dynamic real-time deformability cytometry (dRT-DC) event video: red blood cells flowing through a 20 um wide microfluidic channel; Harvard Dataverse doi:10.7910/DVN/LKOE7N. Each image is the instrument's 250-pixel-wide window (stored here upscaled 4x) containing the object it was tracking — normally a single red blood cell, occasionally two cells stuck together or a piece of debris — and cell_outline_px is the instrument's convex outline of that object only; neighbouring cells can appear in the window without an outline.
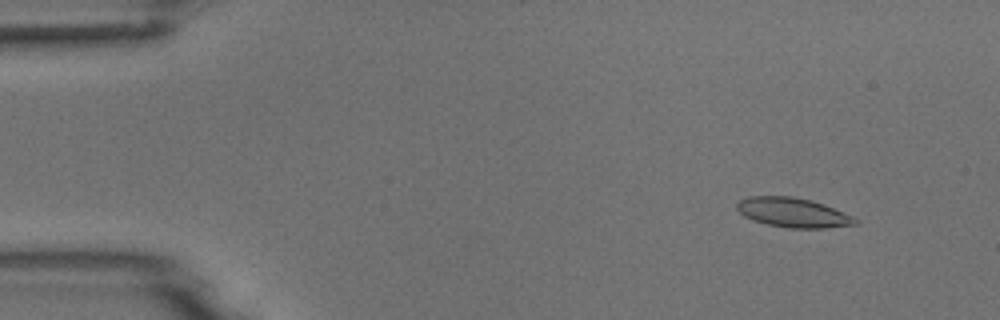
{"species": "common noctule bat (a hibernating species)", "species_latin": "Nyctalus noctula", "temperature_condition": "room temperature", "stored_images_in_passage": 5, "camera_frame_rate_fps": 3000, "um_per_image_px": 0.085, "animal": {"sex": "male", "body_mass_g": 18.8}, "frame": {"image": 1, "passage_image": 2, "time_ms": 1.333, "image_size_px": [1000, 320], "cell_outline_px": [[860, 220], [856, 224], [824, 228], [788, 228], [768, 224], [752, 220], [744, 216], [736, 208], [736, 204], [740, 200], [748, 196], [792, 196], [812, 200], [824, 204], [852, 216]], "centroid_in_image_um": [67.39, 18.06], "position_along_channel_um": 17.6, "area_um2": 20.35}}
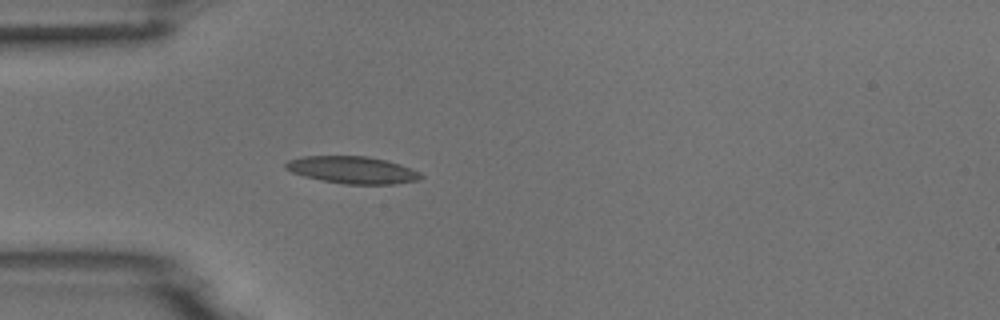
{"frame": {"image": 2, "passage_image": 5, "time_ms": 4.667, "image_size_px": [1000, 320], "cell_outline_px": [[424, 176], [416, 180], [396, 184], [344, 184], [304, 176], [292, 172], [284, 168], [284, 164], [288, 160], [300, 156], [368, 156], [400, 164], [420, 172]], "centroid_in_image_um": [29.94, 14.44], "position_along_channel_um": 55.1, "area_um2": 21.33}}